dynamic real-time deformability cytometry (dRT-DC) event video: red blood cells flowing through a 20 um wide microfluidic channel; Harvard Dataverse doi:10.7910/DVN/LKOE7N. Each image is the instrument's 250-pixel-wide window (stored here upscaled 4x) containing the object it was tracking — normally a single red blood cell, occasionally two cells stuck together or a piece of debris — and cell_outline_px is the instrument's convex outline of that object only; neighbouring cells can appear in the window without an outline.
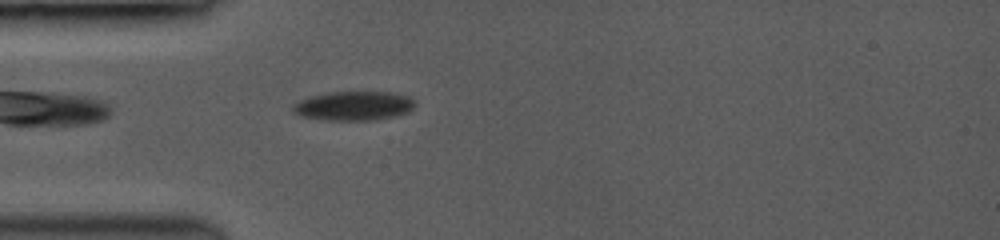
{"species": "common noctule bat (a hibernating species)", "species_latin": "Nyctalus noctula", "temperature_condition": "room temperature", "stored_images_in_passage": 19, "camera_frame_rate_fps": 3500, "um_per_image_px": 0.085, "animal": {"sex": "female", "body_mass_g": 19.0, "forearm_length_mm": 53.3}, "frame": {"image": 1, "passage_image": 1, "time_ms": 0.0, "image_size_px": [1000, 240], "cell_outline_px": [[412, 108], [408, 112], [376, 120], [328, 120], [300, 116], [292, 108], [292, 104], [312, 96], [332, 92], [388, 92], [408, 96], [412, 100]], "centroid_in_image_um": [30.04, 9.0], "position_along_channel_um": 55.0, "area_um2": 20.29}}
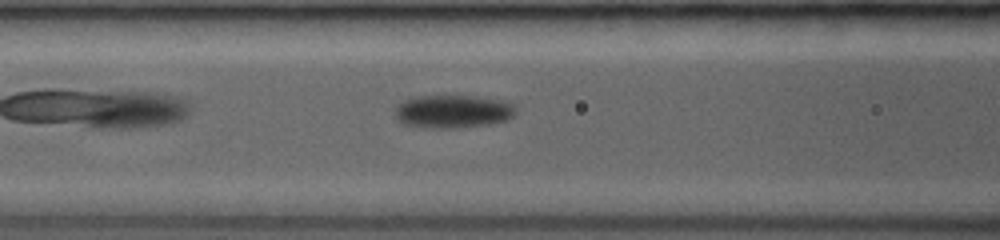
{"frame": {"image": 2, "passage_image": 8, "time_ms": 2.0, "image_size_px": [1000, 240], "cell_outline_px": [[512, 116], [508, 120], [488, 124], [452, 128], [420, 128], [404, 124], [396, 116], [396, 108], [400, 104], [408, 100], [424, 96], [464, 96], [488, 100], [508, 104], [512, 108]], "centroid_in_image_um": [38.39, 9.52], "position_along_channel_um": 128.2, "area_um2": 22.08}}
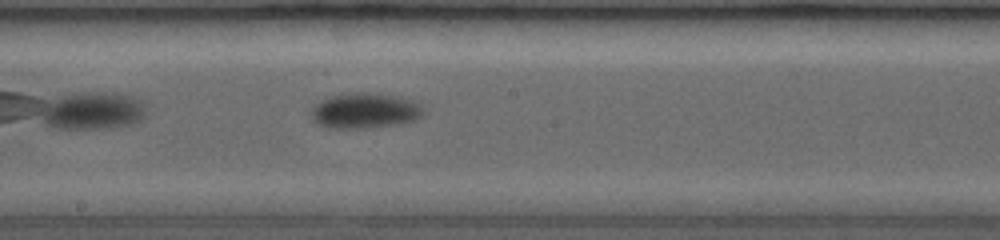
{"frame": {"image": 3, "passage_image": 16, "time_ms": 4.286, "image_size_px": [1000, 240], "cell_outline_px": [[420, 116], [412, 120], [396, 124], [360, 128], [328, 128], [316, 124], [312, 120], [312, 116], [316, 104], [324, 100], [336, 96], [380, 96], [404, 100], [420, 108]], "centroid_in_image_um": [30.87, 9.51], "position_along_channel_um": 217.3, "area_um2": 20.63}}